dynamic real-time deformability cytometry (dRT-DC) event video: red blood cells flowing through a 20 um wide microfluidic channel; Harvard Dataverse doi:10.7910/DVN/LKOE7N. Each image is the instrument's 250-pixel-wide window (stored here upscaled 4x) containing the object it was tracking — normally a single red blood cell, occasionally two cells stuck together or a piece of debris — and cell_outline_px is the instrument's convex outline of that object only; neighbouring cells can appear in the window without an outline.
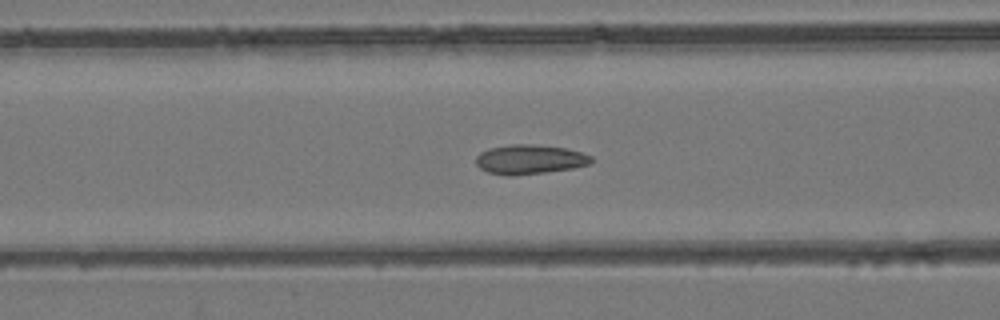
{"species": "common noctule bat (a hibernating species)", "species_latin": "Nyctalus noctula", "temperature_condition": "room temperature", "stored_images_in_passage": 39, "camera_frame_rate_fps": 3000, "um_per_image_px": 0.085, "animal": {"sex": "female", "body_mass_g": 24.6, "forearm_length_mm": 56.2}, "frame": {"image": 1, "passage_image": 19, "time_ms": 6.0, "image_size_px": [1000, 320], "cell_outline_px": [[592, 160], [588, 164], [572, 168], [544, 172], [512, 176], [508, 176], [488, 172], [480, 168], [476, 164], [476, 156], [480, 152], [488, 148], [512, 144], [532, 144], [564, 148], [580, 152], [592, 156]], "centroid_in_image_um": [44.97, 13.55], "position_along_channel_um": 121.6, "area_um2": 19.65}}
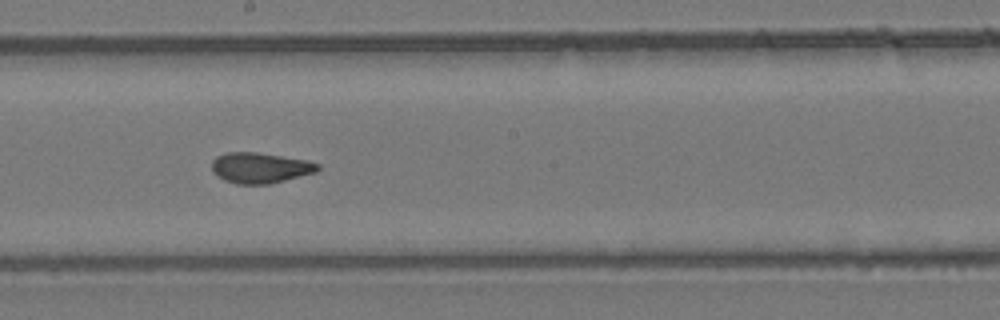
{"frame": {"image": 2, "passage_image": 27, "time_ms": 8.667, "image_size_px": [1000, 320], "cell_outline_px": [[320, 168], [316, 172], [268, 184], [236, 184], [224, 180], [216, 176], [212, 172], [212, 160], [216, 156], [228, 152], [256, 152], [308, 160], [320, 164]], "centroid_in_image_um": [22.09, 14.26], "position_along_channel_um": 226.1, "area_um2": 18.96}}
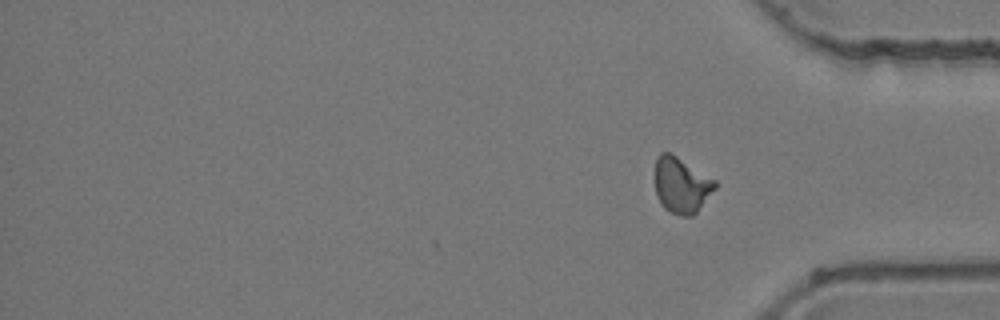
{"frame": {"image": 3, "passage_image": 39, "time_ms": 12.667, "image_size_px": [1000, 320], "cell_outline_px": [[716, 188], [696, 212], [692, 216], [680, 216], [664, 208], [660, 204], [656, 196], [656, 156], [660, 152], [672, 152], [716, 180]], "centroid_in_image_um": [57.91, 15.71], "position_along_channel_um": 377.3, "area_um2": 19.65}, "authors_computed_cell_mechanics": {"area_um2": 19.5364, "velocity_mm_per_s": 3.9257, "shape_relaxation_time_tau1_ms": null, "shape_relaxation_time_tau2_ms": 1.2632, "deformation_change_tau1": null, "deformation_change_tau2": 0.0679}}